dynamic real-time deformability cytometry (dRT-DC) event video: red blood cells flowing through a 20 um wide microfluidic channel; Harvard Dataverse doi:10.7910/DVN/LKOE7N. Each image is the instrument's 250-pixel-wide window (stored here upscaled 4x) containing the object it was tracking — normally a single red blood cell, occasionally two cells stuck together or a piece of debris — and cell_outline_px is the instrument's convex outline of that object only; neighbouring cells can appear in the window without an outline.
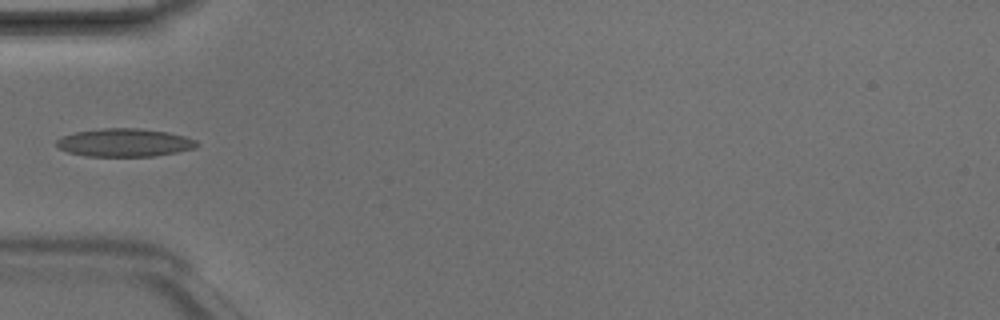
{"species": "Egyptian fruit bat (a non-hibernating species)", "species_latin": "Rousettus aegyptiacus", "temperature_condition": "room temperature", "stored_images_in_passage": 5, "camera_frame_rate_fps": 3000, "um_per_image_px": 0.085, "animal": {"sex": "male"}, "frame": {"image": 1, "passage_image": 5, "time_ms": 1.333, "image_size_px": [1000, 320], "cell_outline_px": [[200, 144], [196, 148], [176, 152], [152, 156], [84, 156], [68, 152], [56, 148], [56, 140], [64, 136], [76, 132], [100, 128], [140, 128], [168, 132], [184, 136], [196, 140]], "centroid_in_image_um": [10.58, 12.12], "position_along_channel_um": 74.4, "area_um2": 23.06}}